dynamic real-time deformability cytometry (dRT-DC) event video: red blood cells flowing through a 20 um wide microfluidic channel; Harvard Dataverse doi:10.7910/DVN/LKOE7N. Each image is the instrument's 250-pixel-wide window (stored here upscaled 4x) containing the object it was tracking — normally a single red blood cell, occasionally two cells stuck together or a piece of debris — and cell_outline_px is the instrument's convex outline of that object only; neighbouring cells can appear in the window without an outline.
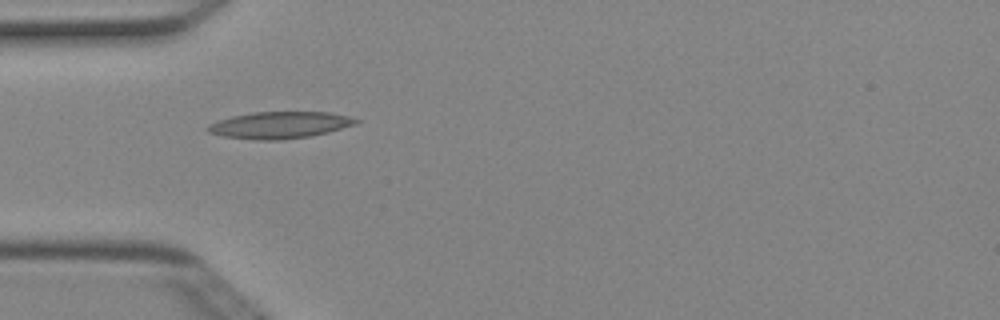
{"species": "Egyptian fruit bat (a non-hibernating species)", "species_latin": "Rousettus aegyptiacus", "temperature_condition": "cold", "stored_images_in_passage": 2, "camera_frame_rate_fps": 3000, "um_per_image_px": 0.085, "animal": {"sex": "female"}, "frame": {"image": 1, "passage_image": 1, "time_ms": 0.0, "image_size_px": [1000, 320], "cell_outline_px": [[360, 120], [356, 124], [328, 132], [312, 136], [280, 140], [256, 140], [224, 136], [208, 132], [204, 128], [208, 124], [232, 116], [252, 112], [328, 112], [348, 116]], "centroid_in_image_um": [23.76, 10.63], "position_along_channel_um": 61.2, "area_um2": 23.12}}
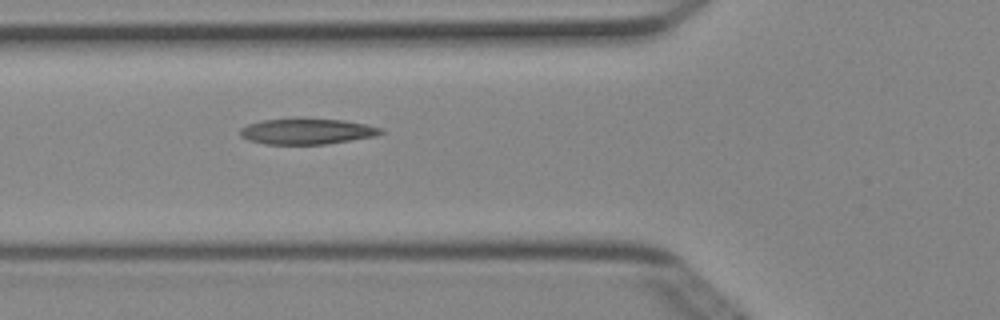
{"frame": {"image": 2, "passage_image": 2, "time_ms": 0.333, "image_size_px": [1000, 320], "cell_outline_px": [[384, 132], [376, 136], [324, 144], [264, 144], [248, 140], [240, 136], [240, 128], [248, 124], [264, 120], [344, 120], [384, 128]], "centroid_in_image_um": [26.1, 11.19], "position_along_channel_um": 99.7, "area_um2": 20.58}}